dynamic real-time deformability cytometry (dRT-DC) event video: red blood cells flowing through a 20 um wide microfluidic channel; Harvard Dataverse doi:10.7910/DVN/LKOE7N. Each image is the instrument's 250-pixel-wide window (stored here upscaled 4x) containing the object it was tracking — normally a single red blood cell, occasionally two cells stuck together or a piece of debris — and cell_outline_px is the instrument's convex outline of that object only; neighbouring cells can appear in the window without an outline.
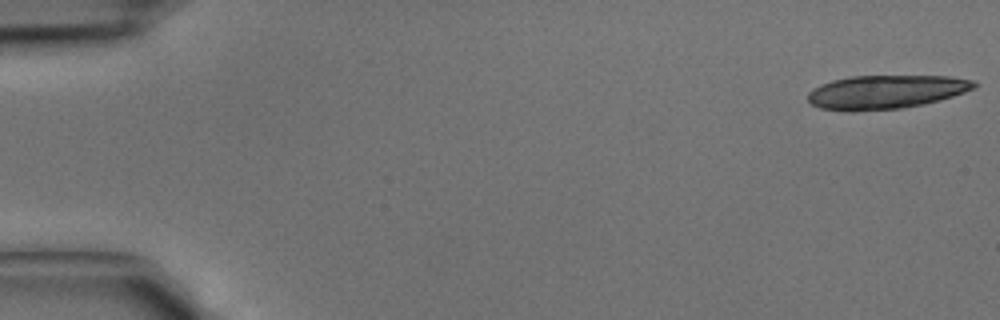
{"species": "common noctule bat (a hibernating species)", "species_latin": "Nyctalus noctula", "temperature_condition": "cold", "stored_images_in_passage": 15, "camera_frame_rate_fps": 3000, "um_per_image_px": 0.085, "animal": {"sex": "male", "body_mass_g": 15.6}, "frame": {"image": 1, "passage_image": 1, "time_ms": 0.0, "image_size_px": [1000, 320], "cell_outline_px": [[976, 88], [940, 100], [924, 104], [900, 108], [820, 108], [812, 104], [808, 100], [808, 92], [812, 88], [820, 84], [832, 80], [852, 76], [948, 76], [976, 80]], "centroid_in_image_um": [75.37, 7.76], "position_along_channel_um": 9.6, "area_um2": 31.67}}